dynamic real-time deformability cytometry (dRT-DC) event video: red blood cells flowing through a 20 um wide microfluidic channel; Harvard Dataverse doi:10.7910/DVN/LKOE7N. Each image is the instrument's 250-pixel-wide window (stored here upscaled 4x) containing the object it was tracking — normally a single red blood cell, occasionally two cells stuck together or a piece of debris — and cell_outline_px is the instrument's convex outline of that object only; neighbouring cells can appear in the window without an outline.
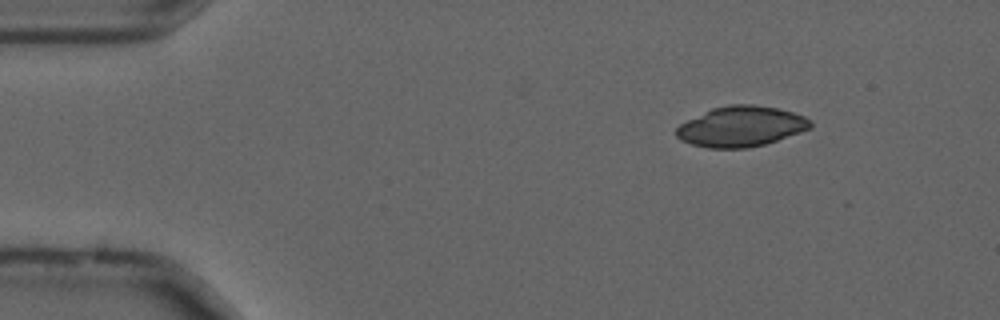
{"species": "common noctule bat (a hibernating species)", "species_latin": "Nyctalus noctula", "temperature_condition": "cold", "stored_images_in_passage": 6, "camera_frame_rate_fps": 3000, "um_per_image_px": 0.085, "animal": {"sex": "male", "forearm_length_mm": 52.5}, "frame": {"image": 1, "passage_image": 1, "time_ms": 0.0, "image_size_px": [1000, 320], "cell_outline_px": [[812, 128], [764, 144], [748, 148], [708, 148], [692, 144], [680, 140], [676, 136], [676, 128], [680, 124], [712, 108], [728, 104], [756, 104], [776, 108], [792, 112], [804, 116], [812, 124]], "centroid_in_image_um": [62.97, 10.75], "position_along_channel_um": 22.0, "area_um2": 31.39}}